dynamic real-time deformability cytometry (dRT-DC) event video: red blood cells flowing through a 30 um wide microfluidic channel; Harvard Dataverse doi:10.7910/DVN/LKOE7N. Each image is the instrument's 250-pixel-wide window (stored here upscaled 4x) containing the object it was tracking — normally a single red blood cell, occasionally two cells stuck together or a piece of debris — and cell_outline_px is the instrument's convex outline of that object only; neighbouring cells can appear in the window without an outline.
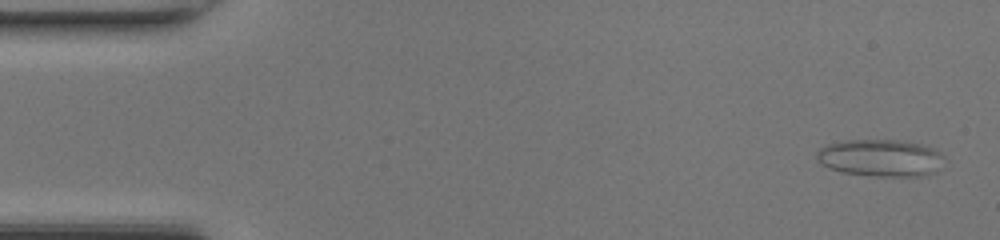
{"species": "common noctule bat (a hibernating species)", "species_latin": "Nyctalus noctula", "temperature_condition": "room temperature", "stored_images_in_passage": 47, "camera_frame_rate_fps": 3000, "um_per_image_px": 0.085, "animal": {"sex": "female", "body_mass_g": 17.0, "forearm_length_mm": 48.0}, "frame": {"image": 1, "passage_image": 2, "time_ms": 0.333, "image_size_px": [1000, 240], "cell_outline_px": [[944, 156], [936, 172], [924, 176], [876, 176], [844, 172], [828, 168], [816, 156], [816, 152], [820, 148], [828, 144], [844, 140], [900, 140], [920, 144], [932, 148], [940, 152]], "centroid_in_image_um": [74.86, 13.42], "position_along_channel_um": 10.1, "area_um2": 27.4}}
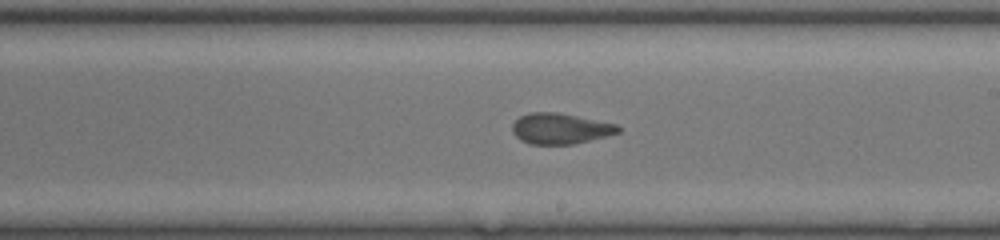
{"frame": {"image": 2, "passage_image": 27, "time_ms": 8.667, "image_size_px": [1000, 240], "cell_outline_px": [[620, 132], [572, 144], [528, 144], [520, 140], [512, 132], [512, 124], [520, 116], [528, 112], [556, 112], [616, 124], [620, 128]], "centroid_in_image_um": [47.56, 10.92], "position_along_channel_um": 241.4, "area_um2": 18.73}}
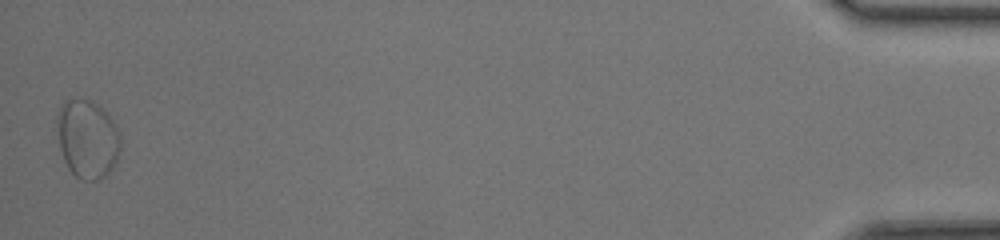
{"frame": {"image": 3, "passage_image": 47, "time_ms": 15.333, "image_size_px": [1000, 240], "cell_outline_px": [[120, 152], [112, 168], [100, 180], [80, 180], [68, 168], [64, 160], [60, 148], [56, 120], [56, 116], [60, 104], [68, 100], [92, 100], [112, 120], [120, 136]], "centroid_in_image_um": [7.41, 11.83], "position_along_channel_um": 427.8, "area_um2": 28.78}, "authors_computed_cell_mechanics": {"area_um2": 19.652, "velocity_mm_per_s": 4.3279, "shape_relaxation_time_tau1_ms": 9.5405, "shape_relaxation_time_tau2_ms": 1.3005, "deformation_change_tau1": 0.1853, "deformation_change_tau2": 0.0762}}